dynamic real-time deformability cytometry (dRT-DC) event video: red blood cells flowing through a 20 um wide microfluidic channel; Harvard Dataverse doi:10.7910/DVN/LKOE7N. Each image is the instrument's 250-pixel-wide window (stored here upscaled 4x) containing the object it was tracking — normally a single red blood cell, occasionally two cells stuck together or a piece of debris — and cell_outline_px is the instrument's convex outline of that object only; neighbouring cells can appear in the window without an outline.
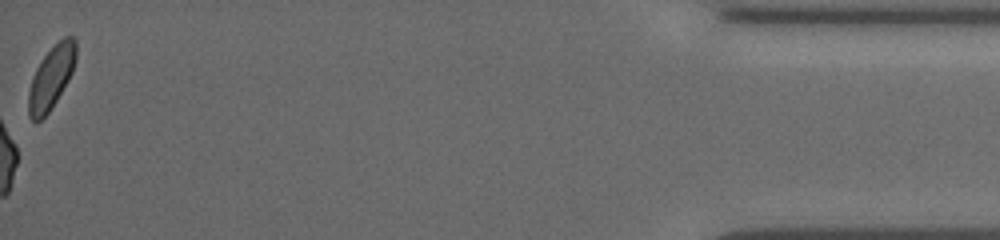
{"species": "common noctule bat (a hibernating species)", "species_latin": "Nyctalus noctula", "temperature_condition": "cold", "stored_images_in_passage": 40, "camera_frame_rate_fps": 3000, "um_per_image_px": 0.085, "animal": {"sex": "female", "body_mass_g": 19.5, "forearm_length_mm": 54.1}, "frame": {"image": 1, "passage_image": 40, "time_ms": 13.0, "image_size_px": [1000, 240], "cell_outline_px": [[76, 60], [72, 72], [68, 80], [56, 100], [48, 112], [36, 124], [28, 116], [28, 92], [32, 76], [36, 68], [44, 56], [64, 36], [72, 36], [76, 40]], "centroid_in_image_um": [4.34, 6.6], "position_along_channel_um": 430.9, "area_um2": 17.28}, "authors_computed_cell_mechanics": {"area_um2": 20.0855, "velocity_mm_per_s": 3.8307, "shape_relaxation_time_tau1_ms": 4.195, "shape_relaxation_time_tau2_ms": null, "deformation_change_tau1": 0.1552, "deformation_change_tau2": null}}